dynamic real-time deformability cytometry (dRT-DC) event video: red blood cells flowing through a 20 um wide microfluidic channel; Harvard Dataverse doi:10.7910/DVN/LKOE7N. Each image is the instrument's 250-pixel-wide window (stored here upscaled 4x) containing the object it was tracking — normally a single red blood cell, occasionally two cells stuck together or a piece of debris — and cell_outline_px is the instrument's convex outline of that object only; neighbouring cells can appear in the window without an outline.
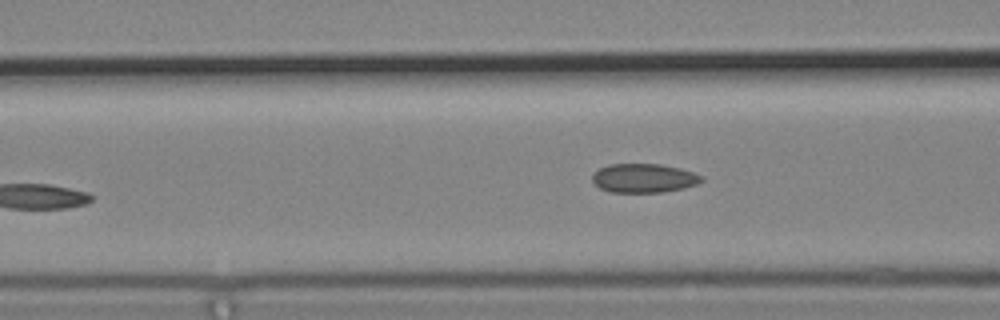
{"species": "common noctule bat (a hibernating species)", "species_latin": "Nyctalus noctula", "temperature_condition": "cold", "stored_images_in_passage": 6, "camera_frame_rate_fps": 3000, "um_per_image_px": 0.085, "animal": {"sex": "male", "body_mass_g": 19.2, "forearm_length_mm": 51.8}, "frame": {"image": 1, "passage_image": 6, "time_ms": 1.667, "image_size_px": [1000, 320], "cell_outline_px": [[704, 180], [696, 184], [684, 188], [664, 192], [608, 192], [600, 188], [592, 180], [592, 176], [600, 168], [608, 164], [660, 164], [680, 168], [704, 176]], "centroid_in_image_um": [54.74, 15.14], "position_along_channel_um": 111.9, "area_um2": 18.44}}